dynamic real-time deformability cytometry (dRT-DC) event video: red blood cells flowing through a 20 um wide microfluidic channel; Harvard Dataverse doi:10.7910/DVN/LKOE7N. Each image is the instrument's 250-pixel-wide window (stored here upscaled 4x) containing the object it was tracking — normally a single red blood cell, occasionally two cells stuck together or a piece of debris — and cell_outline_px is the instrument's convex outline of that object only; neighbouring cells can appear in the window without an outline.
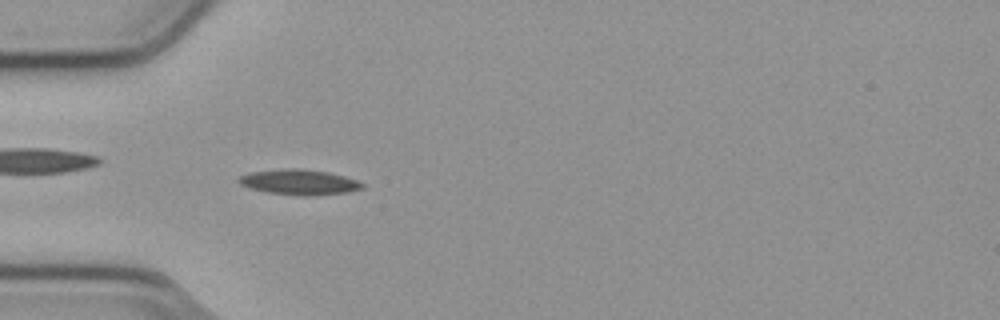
{"species": "common noctule bat (a hibernating species)", "species_latin": "Nyctalus noctula", "temperature_condition": "cold", "stored_images_in_passage": 54, "camera_frame_rate_fps": 3000, "um_per_image_px": 0.085, "animal": {"sex": "male", "body_mass_g": 23.1, "forearm_length_mm": 52.7}, "frame": {"image": 1, "passage_image": 16, "time_ms": 5.0, "image_size_px": [1000, 320], "cell_outline_px": [[364, 188], [348, 192], [316, 196], [300, 196], [268, 192], [248, 188], [240, 184], [236, 180], [240, 176], [252, 172], [288, 168], [296, 168], [328, 172], [344, 176], [356, 180], [364, 184]], "centroid_in_image_um": [25.44, 15.49], "position_along_channel_um": 59.6, "area_um2": 18.26}}
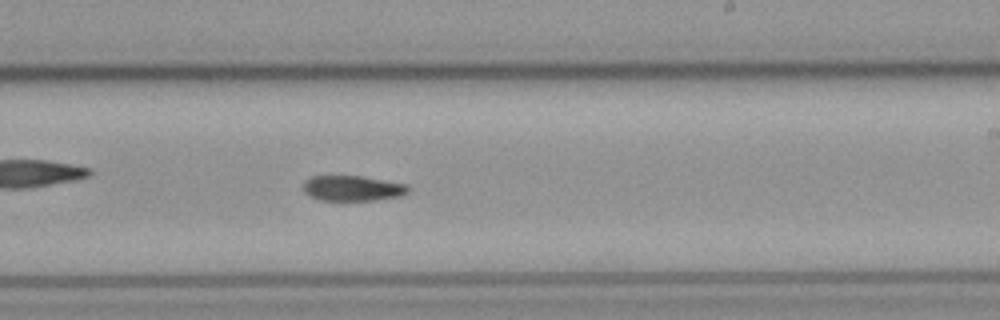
{"frame": {"image": 2, "passage_image": 32, "time_ms": 10.333, "image_size_px": [1000, 320], "cell_outline_px": [[412, 188], [408, 192], [400, 196], [376, 200], [320, 200], [304, 192], [304, 180], [312, 176], [360, 176], [408, 184]], "centroid_in_image_um": [30.01, 16.0], "position_along_channel_um": 259.0, "area_um2": 15.49}}
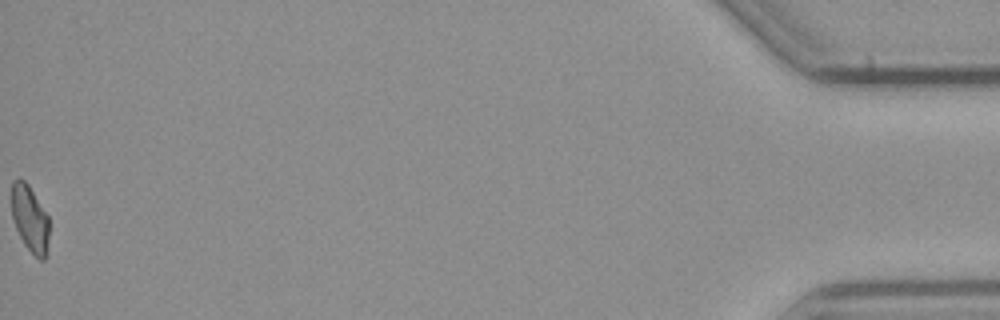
{"frame": {"image": 3, "passage_image": 54, "time_ms": 17.667, "image_size_px": [1000, 320], "cell_outline_px": [[48, 252], [44, 260], [40, 260], [24, 244], [16, 228], [12, 216], [12, 180], [20, 176], [28, 184], [48, 216]], "centroid_in_image_um": [2.54, 18.57], "position_along_channel_um": 432.7, "area_um2": 14.51}, "authors_computed_cell_mechanics": {"area_um2": 16.2418, "velocity_mm_per_s": 3.7916, "shape_relaxation_time_tau1_ms": 4.0801, "shape_relaxation_time_tau2_ms": null, "deformation_change_tau1": 0.1493, "deformation_change_tau2": null}}